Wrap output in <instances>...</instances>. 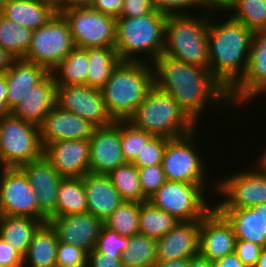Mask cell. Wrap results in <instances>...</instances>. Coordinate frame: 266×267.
<instances>
[{"instance_id":"cell-1","label":"cell","mask_w":266,"mask_h":267,"mask_svg":"<svg viewBox=\"0 0 266 267\" xmlns=\"http://www.w3.org/2000/svg\"><path fill=\"white\" fill-rule=\"evenodd\" d=\"M151 65L154 86L172 96L196 124L200 123L198 119L209 105H215V111L219 107L233 109L229 92L210 69L187 64L167 55L159 56Z\"/></svg>"},{"instance_id":"cell-2","label":"cell","mask_w":266,"mask_h":267,"mask_svg":"<svg viewBox=\"0 0 266 267\" xmlns=\"http://www.w3.org/2000/svg\"><path fill=\"white\" fill-rule=\"evenodd\" d=\"M213 15L207 34L209 69L229 92L247 70L253 32L230 16L216 24Z\"/></svg>"},{"instance_id":"cell-3","label":"cell","mask_w":266,"mask_h":267,"mask_svg":"<svg viewBox=\"0 0 266 267\" xmlns=\"http://www.w3.org/2000/svg\"><path fill=\"white\" fill-rule=\"evenodd\" d=\"M147 61H121L101 88L105 107L116 120H128L154 86L153 67Z\"/></svg>"},{"instance_id":"cell-4","label":"cell","mask_w":266,"mask_h":267,"mask_svg":"<svg viewBox=\"0 0 266 267\" xmlns=\"http://www.w3.org/2000/svg\"><path fill=\"white\" fill-rule=\"evenodd\" d=\"M167 15L153 10L137 17H118L116 20L115 49L122 61H146L145 53L153 62L164 49ZM139 55V56H138Z\"/></svg>"},{"instance_id":"cell-5","label":"cell","mask_w":266,"mask_h":267,"mask_svg":"<svg viewBox=\"0 0 266 267\" xmlns=\"http://www.w3.org/2000/svg\"><path fill=\"white\" fill-rule=\"evenodd\" d=\"M128 121L154 136L169 139L186 136L198 126L172 96L155 86L148 91Z\"/></svg>"},{"instance_id":"cell-6","label":"cell","mask_w":266,"mask_h":267,"mask_svg":"<svg viewBox=\"0 0 266 267\" xmlns=\"http://www.w3.org/2000/svg\"><path fill=\"white\" fill-rule=\"evenodd\" d=\"M203 13L196 17L191 14L167 16L162 55L209 69L207 34L210 14Z\"/></svg>"},{"instance_id":"cell-7","label":"cell","mask_w":266,"mask_h":267,"mask_svg":"<svg viewBox=\"0 0 266 267\" xmlns=\"http://www.w3.org/2000/svg\"><path fill=\"white\" fill-rule=\"evenodd\" d=\"M43 156L39 127L14 117H0V167H20Z\"/></svg>"},{"instance_id":"cell-8","label":"cell","mask_w":266,"mask_h":267,"mask_svg":"<svg viewBox=\"0 0 266 267\" xmlns=\"http://www.w3.org/2000/svg\"><path fill=\"white\" fill-rule=\"evenodd\" d=\"M195 133L197 134L196 130L167 141L162 167L166 180L198 184L206 191L209 172L206 173V160H203L204 157L197 148Z\"/></svg>"},{"instance_id":"cell-9","label":"cell","mask_w":266,"mask_h":267,"mask_svg":"<svg viewBox=\"0 0 266 267\" xmlns=\"http://www.w3.org/2000/svg\"><path fill=\"white\" fill-rule=\"evenodd\" d=\"M250 168L215 180L213 190L217 197L221 194V200L214 203L216 209L250 208L266 203V172L257 164Z\"/></svg>"},{"instance_id":"cell-10","label":"cell","mask_w":266,"mask_h":267,"mask_svg":"<svg viewBox=\"0 0 266 267\" xmlns=\"http://www.w3.org/2000/svg\"><path fill=\"white\" fill-rule=\"evenodd\" d=\"M206 193L198 184L166 180L148 201L178 221H194L202 219L214 207V202L212 207L208 203Z\"/></svg>"},{"instance_id":"cell-11","label":"cell","mask_w":266,"mask_h":267,"mask_svg":"<svg viewBox=\"0 0 266 267\" xmlns=\"http://www.w3.org/2000/svg\"><path fill=\"white\" fill-rule=\"evenodd\" d=\"M74 48L67 21L56 13L44 26L33 30L24 60L41 65L50 73Z\"/></svg>"},{"instance_id":"cell-12","label":"cell","mask_w":266,"mask_h":267,"mask_svg":"<svg viewBox=\"0 0 266 267\" xmlns=\"http://www.w3.org/2000/svg\"><path fill=\"white\" fill-rule=\"evenodd\" d=\"M67 21L75 47H115L117 18L91 6L60 13Z\"/></svg>"},{"instance_id":"cell-13","label":"cell","mask_w":266,"mask_h":267,"mask_svg":"<svg viewBox=\"0 0 266 267\" xmlns=\"http://www.w3.org/2000/svg\"><path fill=\"white\" fill-rule=\"evenodd\" d=\"M0 175V215L48 218L39 210L36 195L20 167H2Z\"/></svg>"},{"instance_id":"cell-14","label":"cell","mask_w":266,"mask_h":267,"mask_svg":"<svg viewBox=\"0 0 266 267\" xmlns=\"http://www.w3.org/2000/svg\"><path fill=\"white\" fill-rule=\"evenodd\" d=\"M56 105L88 120L96 128L111 126L102 91L88 85H56Z\"/></svg>"},{"instance_id":"cell-15","label":"cell","mask_w":266,"mask_h":267,"mask_svg":"<svg viewBox=\"0 0 266 267\" xmlns=\"http://www.w3.org/2000/svg\"><path fill=\"white\" fill-rule=\"evenodd\" d=\"M266 92V29L253 33L248 67L239 82L229 91L232 105H245ZM255 97V98H254Z\"/></svg>"},{"instance_id":"cell-16","label":"cell","mask_w":266,"mask_h":267,"mask_svg":"<svg viewBox=\"0 0 266 267\" xmlns=\"http://www.w3.org/2000/svg\"><path fill=\"white\" fill-rule=\"evenodd\" d=\"M43 157L64 178L83 177L89 172V140H60L43 147Z\"/></svg>"},{"instance_id":"cell-17","label":"cell","mask_w":266,"mask_h":267,"mask_svg":"<svg viewBox=\"0 0 266 267\" xmlns=\"http://www.w3.org/2000/svg\"><path fill=\"white\" fill-rule=\"evenodd\" d=\"M235 241L232 225L215 207L200 220L198 253L204 258L214 262L235 252Z\"/></svg>"},{"instance_id":"cell-18","label":"cell","mask_w":266,"mask_h":267,"mask_svg":"<svg viewBox=\"0 0 266 267\" xmlns=\"http://www.w3.org/2000/svg\"><path fill=\"white\" fill-rule=\"evenodd\" d=\"M59 241L75 245L90 253L99 237L104 222L89 212L59 217L47 221Z\"/></svg>"},{"instance_id":"cell-19","label":"cell","mask_w":266,"mask_h":267,"mask_svg":"<svg viewBox=\"0 0 266 267\" xmlns=\"http://www.w3.org/2000/svg\"><path fill=\"white\" fill-rule=\"evenodd\" d=\"M89 146L91 173L108 174L126 163L120 143V120L114 121L111 126L95 128L89 138Z\"/></svg>"},{"instance_id":"cell-20","label":"cell","mask_w":266,"mask_h":267,"mask_svg":"<svg viewBox=\"0 0 266 267\" xmlns=\"http://www.w3.org/2000/svg\"><path fill=\"white\" fill-rule=\"evenodd\" d=\"M96 127L84 118L55 105L39 126L42 147L60 140L86 139Z\"/></svg>"},{"instance_id":"cell-21","label":"cell","mask_w":266,"mask_h":267,"mask_svg":"<svg viewBox=\"0 0 266 267\" xmlns=\"http://www.w3.org/2000/svg\"><path fill=\"white\" fill-rule=\"evenodd\" d=\"M36 195L39 210L49 219L56 217L57 190L64 178L42 156L20 166Z\"/></svg>"},{"instance_id":"cell-22","label":"cell","mask_w":266,"mask_h":267,"mask_svg":"<svg viewBox=\"0 0 266 267\" xmlns=\"http://www.w3.org/2000/svg\"><path fill=\"white\" fill-rule=\"evenodd\" d=\"M200 220L180 221L172 230L156 239L157 261L189 259L199 250Z\"/></svg>"},{"instance_id":"cell-23","label":"cell","mask_w":266,"mask_h":267,"mask_svg":"<svg viewBox=\"0 0 266 267\" xmlns=\"http://www.w3.org/2000/svg\"><path fill=\"white\" fill-rule=\"evenodd\" d=\"M56 105V83L49 73L40 83L30 88L19 104L10 112L14 117L40 126Z\"/></svg>"},{"instance_id":"cell-24","label":"cell","mask_w":266,"mask_h":267,"mask_svg":"<svg viewBox=\"0 0 266 267\" xmlns=\"http://www.w3.org/2000/svg\"><path fill=\"white\" fill-rule=\"evenodd\" d=\"M87 212L103 222L124 201L107 174L88 172L83 177Z\"/></svg>"},{"instance_id":"cell-25","label":"cell","mask_w":266,"mask_h":267,"mask_svg":"<svg viewBox=\"0 0 266 267\" xmlns=\"http://www.w3.org/2000/svg\"><path fill=\"white\" fill-rule=\"evenodd\" d=\"M7 81L6 101L9 114L23 99L26 92L40 83L49 72L33 62L14 59L4 72Z\"/></svg>"},{"instance_id":"cell-26","label":"cell","mask_w":266,"mask_h":267,"mask_svg":"<svg viewBox=\"0 0 266 267\" xmlns=\"http://www.w3.org/2000/svg\"><path fill=\"white\" fill-rule=\"evenodd\" d=\"M0 13L33 31L44 26L55 14L54 6L42 0H8Z\"/></svg>"},{"instance_id":"cell-27","label":"cell","mask_w":266,"mask_h":267,"mask_svg":"<svg viewBox=\"0 0 266 267\" xmlns=\"http://www.w3.org/2000/svg\"><path fill=\"white\" fill-rule=\"evenodd\" d=\"M58 241L51 225L48 222L42 223L34 232L23 257V267H56Z\"/></svg>"},{"instance_id":"cell-28","label":"cell","mask_w":266,"mask_h":267,"mask_svg":"<svg viewBox=\"0 0 266 267\" xmlns=\"http://www.w3.org/2000/svg\"><path fill=\"white\" fill-rule=\"evenodd\" d=\"M232 225L236 239L266 247V231L259 223V205L240 209H217Z\"/></svg>"},{"instance_id":"cell-29","label":"cell","mask_w":266,"mask_h":267,"mask_svg":"<svg viewBox=\"0 0 266 267\" xmlns=\"http://www.w3.org/2000/svg\"><path fill=\"white\" fill-rule=\"evenodd\" d=\"M42 223L28 216L0 215V237L24 257L34 232Z\"/></svg>"},{"instance_id":"cell-30","label":"cell","mask_w":266,"mask_h":267,"mask_svg":"<svg viewBox=\"0 0 266 267\" xmlns=\"http://www.w3.org/2000/svg\"><path fill=\"white\" fill-rule=\"evenodd\" d=\"M85 50L89 58L87 85L101 89L122 60L115 47H88Z\"/></svg>"},{"instance_id":"cell-31","label":"cell","mask_w":266,"mask_h":267,"mask_svg":"<svg viewBox=\"0 0 266 267\" xmlns=\"http://www.w3.org/2000/svg\"><path fill=\"white\" fill-rule=\"evenodd\" d=\"M87 212L82 177L63 178L57 190L56 217Z\"/></svg>"},{"instance_id":"cell-32","label":"cell","mask_w":266,"mask_h":267,"mask_svg":"<svg viewBox=\"0 0 266 267\" xmlns=\"http://www.w3.org/2000/svg\"><path fill=\"white\" fill-rule=\"evenodd\" d=\"M87 51L75 47L50 73L56 85H87Z\"/></svg>"},{"instance_id":"cell-33","label":"cell","mask_w":266,"mask_h":267,"mask_svg":"<svg viewBox=\"0 0 266 267\" xmlns=\"http://www.w3.org/2000/svg\"><path fill=\"white\" fill-rule=\"evenodd\" d=\"M180 221L155 207L150 201L139 202V234L155 239L161 238Z\"/></svg>"},{"instance_id":"cell-34","label":"cell","mask_w":266,"mask_h":267,"mask_svg":"<svg viewBox=\"0 0 266 267\" xmlns=\"http://www.w3.org/2000/svg\"><path fill=\"white\" fill-rule=\"evenodd\" d=\"M33 31L13 22L0 13V46L14 59H24Z\"/></svg>"},{"instance_id":"cell-35","label":"cell","mask_w":266,"mask_h":267,"mask_svg":"<svg viewBox=\"0 0 266 267\" xmlns=\"http://www.w3.org/2000/svg\"><path fill=\"white\" fill-rule=\"evenodd\" d=\"M107 175L123 200L140 203L148 201L142 193L138 168L133 163L126 162Z\"/></svg>"},{"instance_id":"cell-36","label":"cell","mask_w":266,"mask_h":267,"mask_svg":"<svg viewBox=\"0 0 266 267\" xmlns=\"http://www.w3.org/2000/svg\"><path fill=\"white\" fill-rule=\"evenodd\" d=\"M156 261L155 238L142 234L129 237V244L121 254L124 267H152Z\"/></svg>"},{"instance_id":"cell-37","label":"cell","mask_w":266,"mask_h":267,"mask_svg":"<svg viewBox=\"0 0 266 267\" xmlns=\"http://www.w3.org/2000/svg\"><path fill=\"white\" fill-rule=\"evenodd\" d=\"M139 202L123 201L104 221V226L121 236L139 234Z\"/></svg>"},{"instance_id":"cell-38","label":"cell","mask_w":266,"mask_h":267,"mask_svg":"<svg viewBox=\"0 0 266 267\" xmlns=\"http://www.w3.org/2000/svg\"><path fill=\"white\" fill-rule=\"evenodd\" d=\"M229 14L253 33L266 29V0H235Z\"/></svg>"},{"instance_id":"cell-39","label":"cell","mask_w":266,"mask_h":267,"mask_svg":"<svg viewBox=\"0 0 266 267\" xmlns=\"http://www.w3.org/2000/svg\"><path fill=\"white\" fill-rule=\"evenodd\" d=\"M153 136L128 120H120V143L125 161L132 163Z\"/></svg>"},{"instance_id":"cell-40","label":"cell","mask_w":266,"mask_h":267,"mask_svg":"<svg viewBox=\"0 0 266 267\" xmlns=\"http://www.w3.org/2000/svg\"><path fill=\"white\" fill-rule=\"evenodd\" d=\"M129 244V237L121 236L117 232L103 226L95 243L94 250L121 259V254Z\"/></svg>"},{"instance_id":"cell-41","label":"cell","mask_w":266,"mask_h":267,"mask_svg":"<svg viewBox=\"0 0 266 267\" xmlns=\"http://www.w3.org/2000/svg\"><path fill=\"white\" fill-rule=\"evenodd\" d=\"M169 138L163 136H153L148 143L143 146L140 154L132 162L137 168L152 165H162L163 153Z\"/></svg>"},{"instance_id":"cell-42","label":"cell","mask_w":266,"mask_h":267,"mask_svg":"<svg viewBox=\"0 0 266 267\" xmlns=\"http://www.w3.org/2000/svg\"><path fill=\"white\" fill-rule=\"evenodd\" d=\"M87 255L75 245L58 241L56 267H86Z\"/></svg>"},{"instance_id":"cell-43","label":"cell","mask_w":266,"mask_h":267,"mask_svg":"<svg viewBox=\"0 0 266 267\" xmlns=\"http://www.w3.org/2000/svg\"><path fill=\"white\" fill-rule=\"evenodd\" d=\"M143 195L149 200L166 181L162 165L138 168Z\"/></svg>"},{"instance_id":"cell-44","label":"cell","mask_w":266,"mask_h":267,"mask_svg":"<svg viewBox=\"0 0 266 267\" xmlns=\"http://www.w3.org/2000/svg\"><path fill=\"white\" fill-rule=\"evenodd\" d=\"M151 2L155 10L167 16L191 14L188 12V8L191 7L192 9L198 7V11L201 9L199 0H151Z\"/></svg>"},{"instance_id":"cell-45","label":"cell","mask_w":266,"mask_h":267,"mask_svg":"<svg viewBox=\"0 0 266 267\" xmlns=\"http://www.w3.org/2000/svg\"><path fill=\"white\" fill-rule=\"evenodd\" d=\"M262 248V246L251 241L243 239H236L235 241V253L247 267H254L256 265Z\"/></svg>"},{"instance_id":"cell-46","label":"cell","mask_w":266,"mask_h":267,"mask_svg":"<svg viewBox=\"0 0 266 267\" xmlns=\"http://www.w3.org/2000/svg\"><path fill=\"white\" fill-rule=\"evenodd\" d=\"M155 10L151 0H123V9L119 17H137Z\"/></svg>"},{"instance_id":"cell-47","label":"cell","mask_w":266,"mask_h":267,"mask_svg":"<svg viewBox=\"0 0 266 267\" xmlns=\"http://www.w3.org/2000/svg\"><path fill=\"white\" fill-rule=\"evenodd\" d=\"M0 265L2 267H23V257L10 243L0 237Z\"/></svg>"},{"instance_id":"cell-48","label":"cell","mask_w":266,"mask_h":267,"mask_svg":"<svg viewBox=\"0 0 266 267\" xmlns=\"http://www.w3.org/2000/svg\"><path fill=\"white\" fill-rule=\"evenodd\" d=\"M86 267H124L121 259L114 256L96 252L94 249L87 255Z\"/></svg>"},{"instance_id":"cell-49","label":"cell","mask_w":266,"mask_h":267,"mask_svg":"<svg viewBox=\"0 0 266 267\" xmlns=\"http://www.w3.org/2000/svg\"><path fill=\"white\" fill-rule=\"evenodd\" d=\"M91 7L101 13L118 18L123 9V0H93Z\"/></svg>"},{"instance_id":"cell-50","label":"cell","mask_w":266,"mask_h":267,"mask_svg":"<svg viewBox=\"0 0 266 267\" xmlns=\"http://www.w3.org/2000/svg\"><path fill=\"white\" fill-rule=\"evenodd\" d=\"M199 2L202 8L201 10L205 9L204 11H201L202 14L203 12L212 14L214 12L212 10H215L217 14L218 12H220V9L221 11H229L233 6L235 0H199ZM216 9H218L219 11Z\"/></svg>"},{"instance_id":"cell-51","label":"cell","mask_w":266,"mask_h":267,"mask_svg":"<svg viewBox=\"0 0 266 267\" xmlns=\"http://www.w3.org/2000/svg\"><path fill=\"white\" fill-rule=\"evenodd\" d=\"M92 1L93 0H59L54 5V9L57 14H60L70 8L91 6Z\"/></svg>"},{"instance_id":"cell-52","label":"cell","mask_w":266,"mask_h":267,"mask_svg":"<svg viewBox=\"0 0 266 267\" xmlns=\"http://www.w3.org/2000/svg\"><path fill=\"white\" fill-rule=\"evenodd\" d=\"M214 267H247L238 258L235 252L218 258L214 261Z\"/></svg>"},{"instance_id":"cell-53","label":"cell","mask_w":266,"mask_h":267,"mask_svg":"<svg viewBox=\"0 0 266 267\" xmlns=\"http://www.w3.org/2000/svg\"><path fill=\"white\" fill-rule=\"evenodd\" d=\"M7 81L4 73H0V117L7 114L6 101Z\"/></svg>"},{"instance_id":"cell-54","label":"cell","mask_w":266,"mask_h":267,"mask_svg":"<svg viewBox=\"0 0 266 267\" xmlns=\"http://www.w3.org/2000/svg\"><path fill=\"white\" fill-rule=\"evenodd\" d=\"M188 267H214V262L198 253L188 259Z\"/></svg>"},{"instance_id":"cell-55","label":"cell","mask_w":266,"mask_h":267,"mask_svg":"<svg viewBox=\"0 0 266 267\" xmlns=\"http://www.w3.org/2000/svg\"><path fill=\"white\" fill-rule=\"evenodd\" d=\"M152 267H188V259H174L172 261H156Z\"/></svg>"},{"instance_id":"cell-56","label":"cell","mask_w":266,"mask_h":267,"mask_svg":"<svg viewBox=\"0 0 266 267\" xmlns=\"http://www.w3.org/2000/svg\"><path fill=\"white\" fill-rule=\"evenodd\" d=\"M13 60L14 58L0 46V73H4Z\"/></svg>"},{"instance_id":"cell-57","label":"cell","mask_w":266,"mask_h":267,"mask_svg":"<svg viewBox=\"0 0 266 267\" xmlns=\"http://www.w3.org/2000/svg\"><path fill=\"white\" fill-rule=\"evenodd\" d=\"M259 223L263 231H266V203L259 205Z\"/></svg>"},{"instance_id":"cell-58","label":"cell","mask_w":266,"mask_h":267,"mask_svg":"<svg viewBox=\"0 0 266 267\" xmlns=\"http://www.w3.org/2000/svg\"><path fill=\"white\" fill-rule=\"evenodd\" d=\"M258 159L256 160L253 165L257 164L259 165L265 172H266V146L263 149V152H261V156L258 155Z\"/></svg>"},{"instance_id":"cell-59","label":"cell","mask_w":266,"mask_h":267,"mask_svg":"<svg viewBox=\"0 0 266 267\" xmlns=\"http://www.w3.org/2000/svg\"><path fill=\"white\" fill-rule=\"evenodd\" d=\"M254 267H266V247L261 249L259 258Z\"/></svg>"},{"instance_id":"cell-60","label":"cell","mask_w":266,"mask_h":267,"mask_svg":"<svg viewBox=\"0 0 266 267\" xmlns=\"http://www.w3.org/2000/svg\"><path fill=\"white\" fill-rule=\"evenodd\" d=\"M42 1L49 2L50 4L54 6L59 0H42Z\"/></svg>"},{"instance_id":"cell-61","label":"cell","mask_w":266,"mask_h":267,"mask_svg":"<svg viewBox=\"0 0 266 267\" xmlns=\"http://www.w3.org/2000/svg\"><path fill=\"white\" fill-rule=\"evenodd\" d=\"M8 0H0V10L2 9V7L5 5V3L7 2Z\"/></svg>"}]
</instances>
